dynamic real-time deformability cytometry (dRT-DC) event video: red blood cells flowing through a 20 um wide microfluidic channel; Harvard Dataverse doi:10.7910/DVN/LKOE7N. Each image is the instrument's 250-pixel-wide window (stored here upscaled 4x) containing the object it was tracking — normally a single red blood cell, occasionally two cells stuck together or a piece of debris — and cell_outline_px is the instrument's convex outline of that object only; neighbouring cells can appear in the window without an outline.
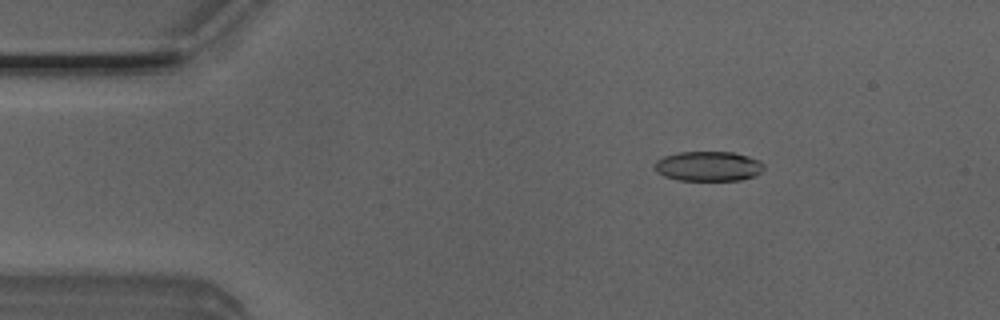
{"species": "Egyptian fruit bat (a non-hibernating species)", "species_latin": "Rousettus aegyptiacus", "temperature_condition": "room temperature", "stored_images_in_passage": 19, "camera_frame_rate_fps": 3000, "um_per_image_px": 0.085, "animal": {"sex": "male"}, "frame": {"image": 1, "passage_image": 8, "time_ms": 2.333, "image_size_px": [1000, 320], "cell_outline_px": [[764, 168], [760, 172], [752, 176], [740, 180], [680, 180], [664, 176], [656, 172], [656, 160], [664, 156], [680, 152], [732, 152], [748, 156], [760, 160], [764, 164]], "centroid_in_image_um": [60.22, 14.12], "position_along_channel_um": 24.8, "area_um2": 18.84}}
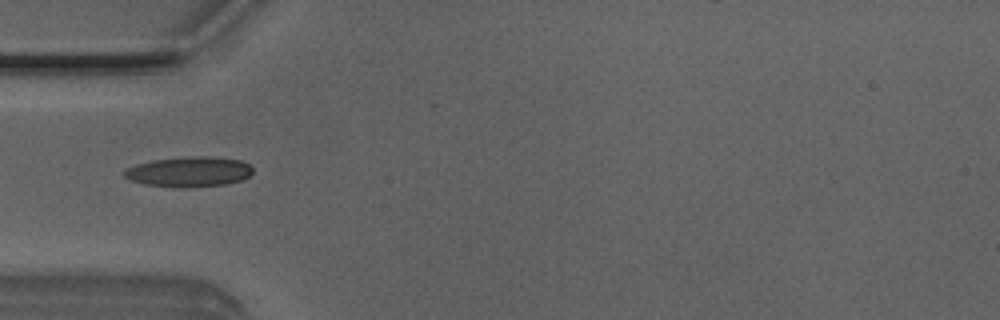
{"frame": {"image": 2, "passage_image": 16, "time_ms": 5.0, "image_size_px": [1000, 320], "cell_outline_px": [[252, 172], [244, 180], [224, 184], [180, 188], [176, 188], [144, 184], [132, 180], [124, 176], [124, 172], [128, 168], [136, 164], [152, 160], [192, 156], [212, 156], [240, 160], [248, 164], [252, 168]], "centroid_in_image_um": [16.08, 14.6], "position_along_channel_um": 68.9, "area_um2": 22.54}}